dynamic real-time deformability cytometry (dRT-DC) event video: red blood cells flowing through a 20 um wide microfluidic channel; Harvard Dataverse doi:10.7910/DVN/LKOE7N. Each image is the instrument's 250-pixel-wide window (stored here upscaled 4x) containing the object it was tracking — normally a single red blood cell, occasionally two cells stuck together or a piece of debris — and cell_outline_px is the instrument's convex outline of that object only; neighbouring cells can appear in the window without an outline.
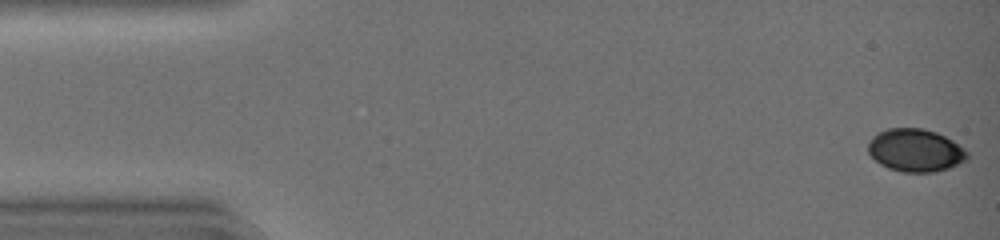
{"species": "common noctule bat (a hibernating species)", "species_latin": "Nyctalus noctula", "temperature_condition": "warm", "stored_images_in_passage": 45, "camera_frame_rate_fps": 3000, "um_per_image_px": 0.085, "animal": {"sex": "female", "body_mass_g": 19.0, "forearm_length_mm": 51.5}, "frame": {"image": 1, "passage_image": 1, "time_ms": 0.0, "image_size_px": [1000, 240], "cell_outline_px": [[968, 160], [948, 168], [936, 172], [900, 172], [888, 168], [880, 164], [868, 152], [868, 144], [872, 136], [888, 128], [924, 128], [936, 132], [952, 140], [964, 148], [968, 152]], "centroid_in_image_um": [77.82, 12.78], "position_along_channel_um": 7.2, "area_um2": 24.8}}
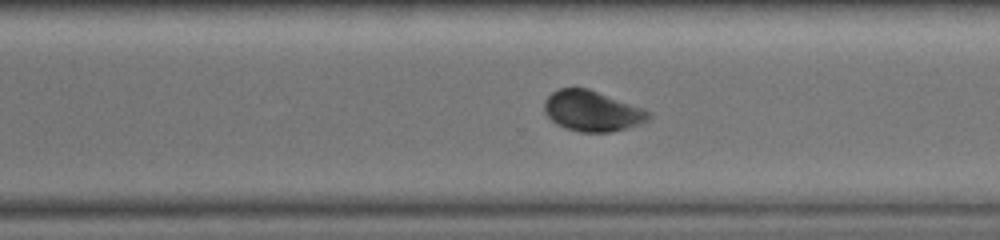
{"frame": {"image": 2, "passage_image": 32, "time_ms": 10.333, "image_size_px": [1000, 240], "cell_outline_px": [[652, 116], [648, 120], [640, 124], [612, 132], [580, 132], [564, 128], [556, 124], [544, 112], [544, 100], [552, 92], [560, 88], [588, 88], [644, 108], [652, 112]], "centroid_in_image_um": [50.35, 9.44], "position_along_channel_um": 320.3, "area_um2": 24.85}}
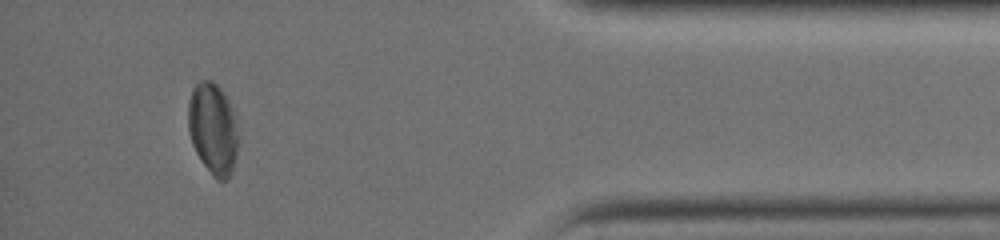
{"frame": {"image": 3, "passage_image": 41, "time_ms": 13.333, "image_size_px": [1000, 240], "cell_outline_px": [[240, 136], [236, 156], [228, 180], [216, 180], [212, 176], [196, 152], [192, 144], [188, 132], [188, 100], [192, 88], [200, 80], [212, 80], [224, 92], [232, 108], [236, 120]], "centroid_in_image_um": [18.11, 10.93], "position_along_channel_um": 417.1, "area_um2": 27.17}, "authors_computed_cell_mechanics": {"area_um2": 25.7788, "velocity_mm_per_s": 4.3099, "shape_relaxation_time_tau1_ms": 1.5695, "shape_relaxation_time_tau2_ms": 2.1816, "deformation_change_tau1": 0.079, "deformation_change_tau2": 0.0429}}